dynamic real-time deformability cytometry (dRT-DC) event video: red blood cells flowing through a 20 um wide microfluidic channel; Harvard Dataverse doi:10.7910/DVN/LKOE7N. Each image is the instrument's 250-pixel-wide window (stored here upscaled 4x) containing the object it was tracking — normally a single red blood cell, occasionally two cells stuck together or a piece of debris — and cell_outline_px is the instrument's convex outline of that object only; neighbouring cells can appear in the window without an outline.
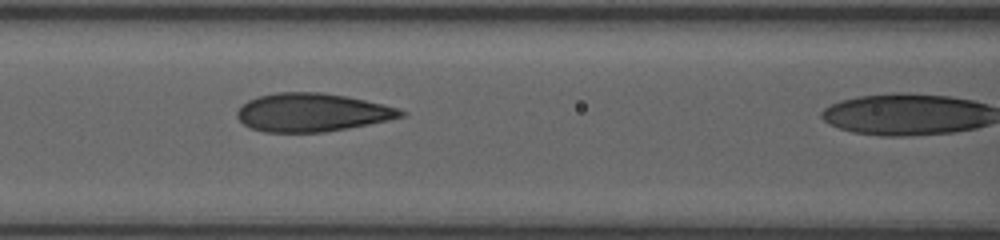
{"species": "human", "species_latin": "Homo sapiens", "temperature_condition": "room temperature", "stored_images_in_passage": 15, "segment_of_instrument_passage": [1, 2], "camera_frame_rate_fps": 3000, "um_per_image_px": 0.085, "donor": {"sex": "female"}, "frame": {"image": 1, "passage_image": 12, "time_ms": 6.667, "image_size_px": [1000, 240], "cell_outline_px": [[408, 112], [404, 116], [388, 120], [348, 128], [324, 132], [264, 132], [252, 128], [244, 124], [236, 116], [236, 112], [248, 100], [256, 96], [276, 92], [320, 92], [344, 96], [384, 104]], "centroid_in_image_um": [26.51, 9.55], "position_along_channel_um": 140.1, "area_um2": 36.41}}
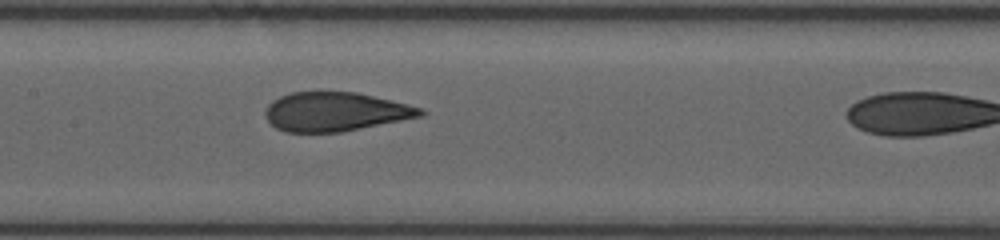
{"frame": {"image": 2, "passage_image": 14, "time_ms": 7.667, "image_size_px": [1000, 240], "cell_outline_px": [[428, 112], [424, 116], [340, 132], [284, 132], [276, 128], [264, 116], [264, 112], [268, 104], [272, 100], [280, 96], [292, 92], [356, 92], [408, 104], [424, 108]], "centroid_in_image_um": [28.52, 9.5], "position_along_channel_um": 178.9, "area_um2": 35.37}}